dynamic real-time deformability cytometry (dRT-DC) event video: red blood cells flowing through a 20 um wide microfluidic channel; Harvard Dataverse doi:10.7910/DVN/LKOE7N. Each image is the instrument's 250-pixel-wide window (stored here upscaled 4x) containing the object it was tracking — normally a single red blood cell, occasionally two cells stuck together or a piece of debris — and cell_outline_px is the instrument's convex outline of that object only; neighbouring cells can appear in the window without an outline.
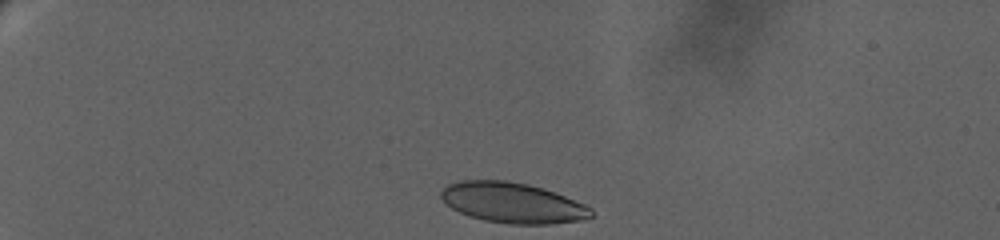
{"species": "human", "species_latin": "Homo sapiens", "temperature_condition": "warm", "stored_images_in_passage": 43, "camera_frame_rate_fps": 3000, "um_per_image_px": 0.085, "donor": {"sex": "female"}, "frame": {"image": 1, "passage_image": 1, "time_ms": 0.0, "image_size_px": [1000, 240], "cell_outline_px": [[592, 216], [580, 220], [552, 224], [508, 224], [484, 220], [468, 216], [452, 208], [440, 196], [440, 192], [448, 184], [460, 180], [504, 180], [528, 184], [544, 188], [584, 204], [592, 208]], "centroid_in_image_um": [43.56, 17.23], "position_along_channel_um": 41.4, "area_um2": 35.26}}
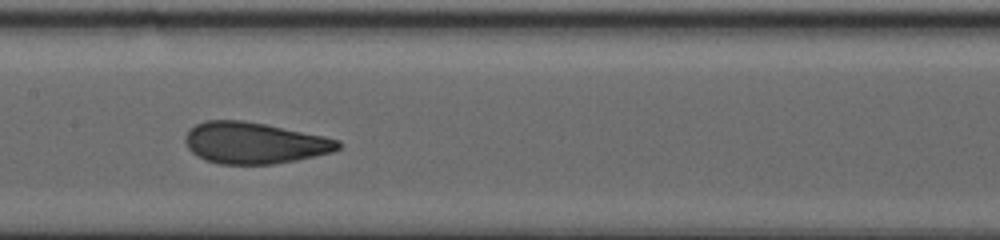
{"frame": {"image": 2, "passage_image": 23, "time_ms": 7.333, "image_size_px": [1000, 240], "cell_outline_px": [[344, 144], [340, 148], [332, 152], [296, 160], [272, 164], [220, 164], [204, 160], [196, 156], [188, 148], [184, 140], [184, 136], [196, 124], [204, 120], [240, 120], [264, 124], [324, 136], [340, 140]], "centroid_in_image_um": [21.61, 12.16], "position_along_channel_um": 185.8, "area_um2": 36.88}}
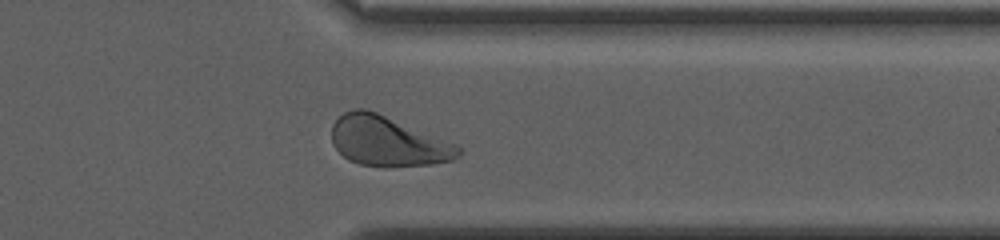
{"frame": {"image": 3, "passage_image": 40, "time_ms": 13.667, "image_size_px": [1000, 240], "cell_outline_px": [[460, 156], [452, 160], [432, 164], [360, 164], [348, 160], [332, 144], [332, 124], [344, 112], [352, 108], [364, 108], [376, 112], [456, 144], [460, 148]], "centroid_in_image_um": [32.93, 11.96], "position_along_channel_um": 378.5, "area_um2": 35.78}, "authors_computed_cell_mechanics": {"area_um2": 36.4718, "velocity_mm_per_s": 3.0496, "shape_relaxation_time_tau1_ms": 6.1357, "shape_relaxation_time_tau2_ms": null, "deformation_change_tau1": 0.1804, "deformation_change_tau2": null}}